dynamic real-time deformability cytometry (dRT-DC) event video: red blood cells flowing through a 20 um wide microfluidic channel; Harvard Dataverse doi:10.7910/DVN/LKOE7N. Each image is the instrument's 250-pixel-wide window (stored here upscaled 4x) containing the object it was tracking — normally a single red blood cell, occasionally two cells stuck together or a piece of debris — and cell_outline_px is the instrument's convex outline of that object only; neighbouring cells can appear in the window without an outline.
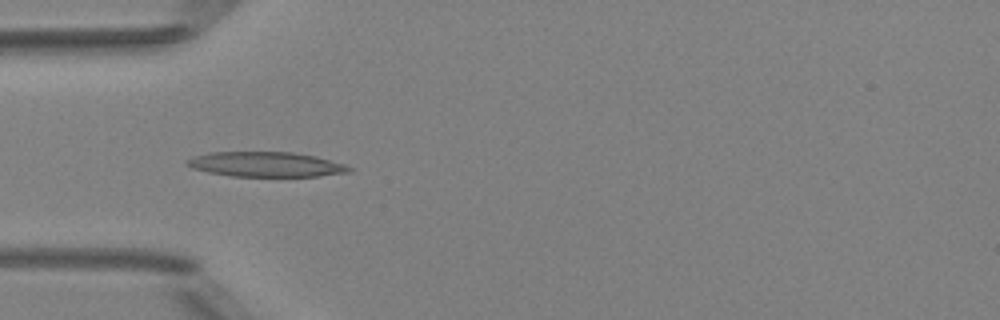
{"species": "Egyptian fruit bat (a non-hibernating species)", "species_latin": "Rousettus aegyptiacus", "temperature_condition": "room temperature", "stored_images_in_passage": 5, "camera_frame_rate_fps": 3000, "um_per_image_px": 0.085, "animal": {"sex": "female"}, "frame": {"image": 1, "passage_image": 3, "time_ms": 2.333, "image_size_px": [1000, 320], "cell_outline_px": [[352, 172], [320, 176], [232, 176], [208, 172], [192, 168], [184, 164], [184, 160], [192, 156], [208, 152], [292, 152], [316, 156], [344, 164], [352, 168]], "centroid_in_image_um": [22.56, 13.96], "position_along_channel_um": 62.4, "area_um2": 23.7}}
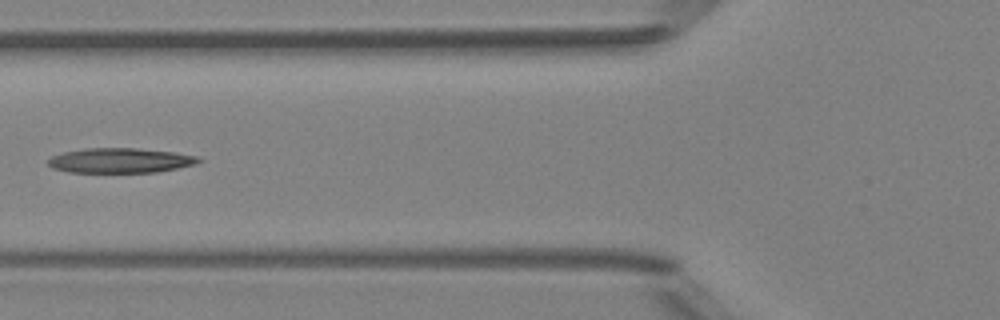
{"frame": {"image": 2, "passage_image": 4, "time_ms": 3.667, "image_size_px": [1000, 320], "cell_outline_px": [[200, 160], [196, 164], [156, 172], [68, 172], [52, 168], [48, 164], [48, 160], [52, 156], [64, 152], [84, 148], [136, 148], [176, 152], [196, 156]], "centroid_in_image_um": [10.2, 13.63], "position_along_channel_um": 115.6, "area_um2": 21.68}}
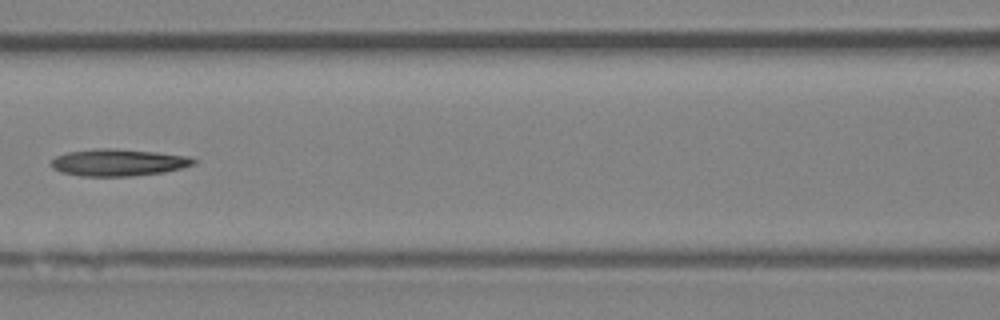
{"frame": {"image": 3, "passage_image": 5, "time_ms": 4.667, "image_size_px": [1000, 320], "cell_outline_px": [[196, 164], [164, 172], [132, 176], [80, 176], [60, 172], [52, 168], [48, 164], [56, 156], [68, 152], [96, 148], [112, 148], [156, 152], [188, 156], [196, 160]], "centroid_in_image_um": [10.02, 13.81], "position_along_channel_um": 156.6, "area_um2": 22.48}}